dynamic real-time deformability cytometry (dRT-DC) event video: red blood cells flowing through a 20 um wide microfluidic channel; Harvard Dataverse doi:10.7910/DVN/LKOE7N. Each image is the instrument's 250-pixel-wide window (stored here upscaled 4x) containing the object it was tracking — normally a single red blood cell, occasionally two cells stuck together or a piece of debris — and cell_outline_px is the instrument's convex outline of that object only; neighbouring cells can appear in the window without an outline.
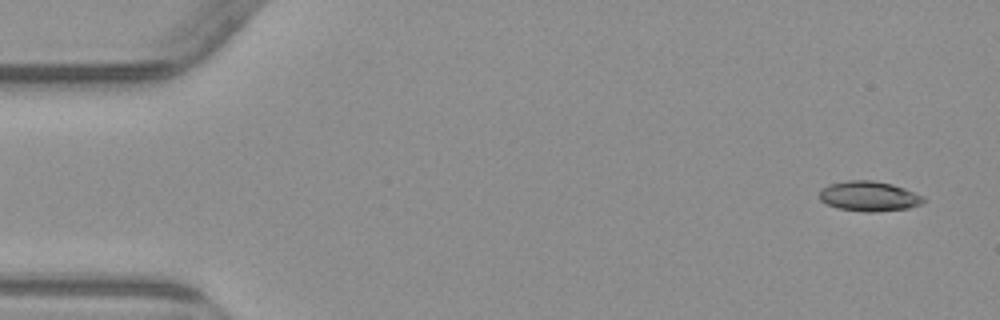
{"species": "common noctule bat (a hibernating species)", "species_latin": "Nyctalus noctula", "temperature_condition": "warm", "stored_images_in_passage": 4, "camera_frame_rate_fps": 3000, "um_per_image_px": 0.085, "animal": {"sex": "male", "body_mass_g": 23.1, "forearm_length_mm": 52.7}, "frame": {"image": 1, "passage_image": 1, "time_ms": 0.0, "image_size_px": [1000, 320], "cell_outline_px": [[924, 200], [920, 204], [908, 208], [876, 212], [864, 212], [840, 208], [828, 204], [820, 200], [820, 192], [828, 184], [848, 180], [872, 180], [892, 184], [904, 188], [924, 196]], "centroid_in_image_um": [73.88, 16.67], "position_along_channel_um": 11.1, "area_um2": 18.03}}
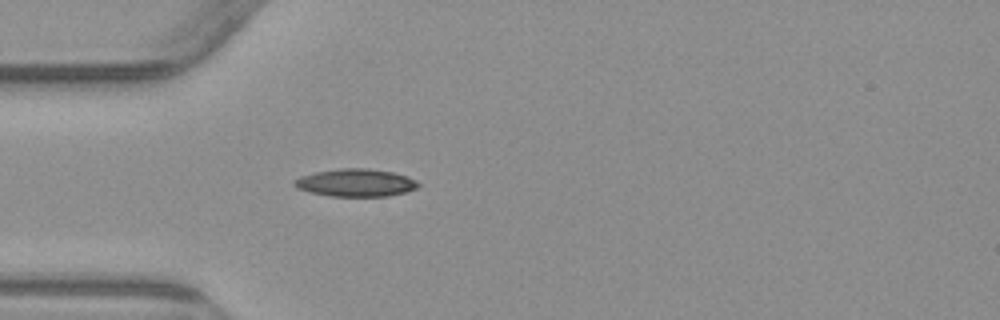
{"frame": {"image": 2, "passage_image": 4, "time_ms": 4.333, "image_size_px": [1000, 320], "cell_outline_px": [[420, 184], [416, 188], [404, 192], [388, 196], [332, 196], [312, 192], [296, 188], [292, 184], [292, 180], [300, 176], [316, 172], [340, 168], [368, 168], [392, 172], [416, 180]], "centroid_in_image_um": [30.19, 15.52], "position_along_channel_um": 54.8, "area_um2": 19.83}}